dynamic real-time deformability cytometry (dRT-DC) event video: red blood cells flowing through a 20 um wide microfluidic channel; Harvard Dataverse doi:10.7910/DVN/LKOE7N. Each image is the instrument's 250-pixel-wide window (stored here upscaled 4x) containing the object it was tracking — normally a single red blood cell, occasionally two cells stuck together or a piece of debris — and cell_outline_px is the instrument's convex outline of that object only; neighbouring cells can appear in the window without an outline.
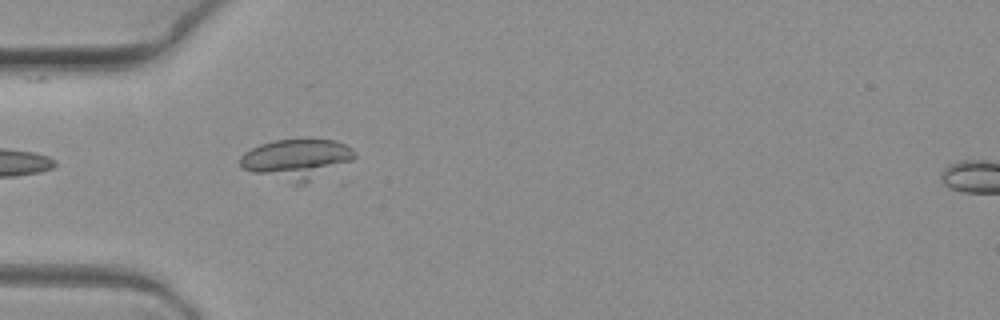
{"species": "common noctule bat (a hibernating species)", "species_latin": "Nyctalus noctula", "temperature_condition": "warm", "stored_images_in_passage": 9, "camera_frame_rate_fps": 3000, "um_per_image_px": 0.085, "animal": {"sex": "female", "body_mass_g": 19.3, "forearm_length_mm": 54.1}, "frame": {"image": 1, "passage_image": 4, "time_ms": 1.0, "image_size_px": [1000, 320], "cell_outline_px": [[356, 156], [352, 160], [304, 184], [296, 184], [252, 172], [240, 168], [240, 156], [244, 152], [260, 144], [276, 140], [336, 140], [352, 148], [356, 152]], "centroid_in_image_um": [25.2, 13.52], "position_along_channel_um": 59.8, "area_um2": 26.53}}
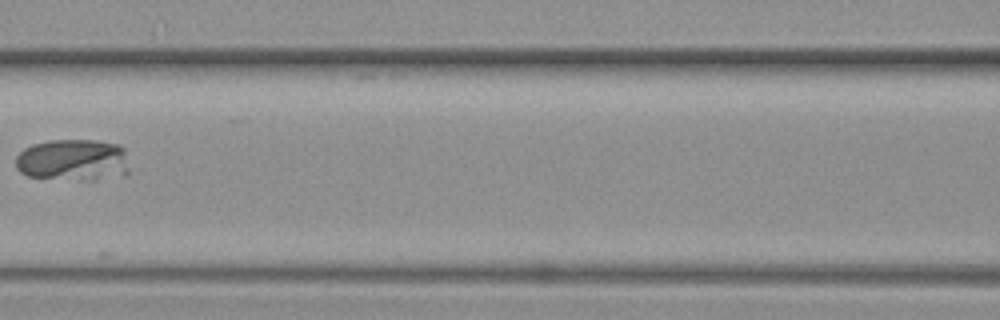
{"frame": {"image": 2, "passage_image": 7, "time_ms": 2.0, "image_size_px": [1000, 320], "cell_outline_px": [[124, 152], [96, 180], [84, 180], [28, 176], [20, 172], [16, 168], [16, 156], [24, 148], [32, 144], [48, 140], [96, 140], [120, 144], [124, 148]], "centroid_in_image_um": [5.81, 13.51], "position_along_channel_um": 160.8, "area_um2": 25.14}}
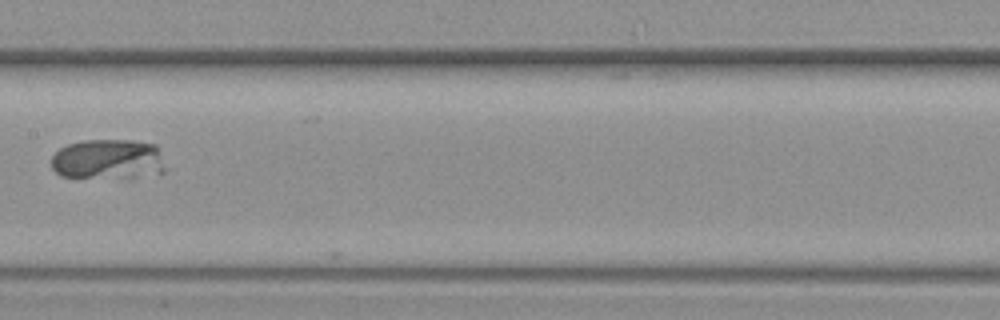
{"frame": {"image": 3, "passage_image": 8, "time_ms": 2.333, "image_size_px": [1000, 320], "cell_outline_px": [[156, 156], [88, 176], [60, 176], [52, 168], [52, 156], [60, 148], [68, 144], [84, 140], [132, 140], [156, 144]], "centroid_in_image_um": [8.45, 13.28], "position_along_channel_um": 199.0, "area_um2": 20.29}}